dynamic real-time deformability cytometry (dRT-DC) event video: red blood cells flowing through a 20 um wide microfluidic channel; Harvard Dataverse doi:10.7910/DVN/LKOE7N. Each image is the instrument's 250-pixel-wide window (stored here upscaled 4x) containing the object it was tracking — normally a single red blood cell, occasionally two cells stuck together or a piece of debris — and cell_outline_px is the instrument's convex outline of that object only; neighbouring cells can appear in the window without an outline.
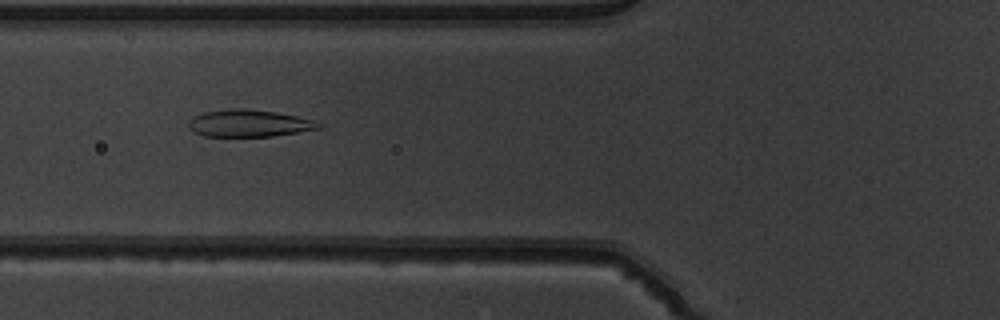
{"species": "common noctule bat (a hibernating species)", "species_latin": "Nyctalus noctula", "temperature_condition": "warm", "stored_images_in_passage": 39, "camera_frame_rate_fps": 3000, "um_per_image_px": 0.085, "animal": {"sex": "male", "body_mass_g": 19.5, "forearm_length_mm": 54.6}, "frame": {"image": 1, "passage_image": 8, "time_ms": 2.333, "image_size_px": [1000, 320], "cell_outline_px": [[320, 128], [272, 136], [204, 136], [192, 132], [188, 128], [188, 120], [192, 116], [204, 112], [232, 108], [244, 108], [276, 112], [316, 120], [320, 124]], "centroid_in_image_um": [21.1, 10.47], "position_along_channel_um": 104.7, "area_um2": 20.58}}
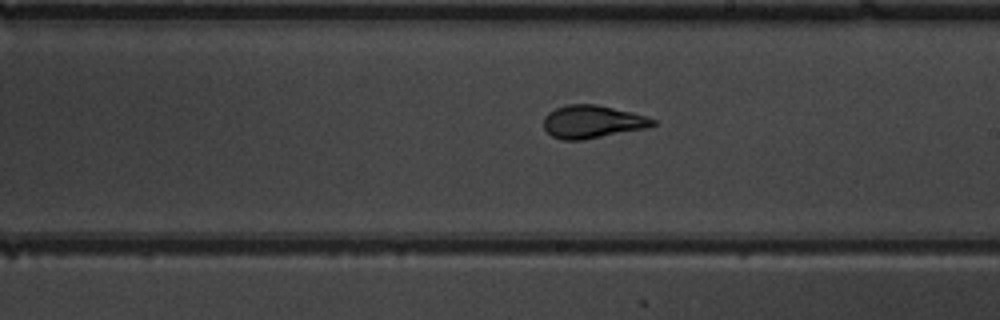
{"frame": {"image": 2, "passage_image": 18, "time_ms": 5.667, "image_size_px": [1000, 320], "cell_outline_px": [[656, 124], [644, 128], [584, 140], [564, 140], [552, 136], [544, 128], [544, 116], [548, 112], [556, 108], [568, 104], [596, 104], [632, 112], [656, 120]], "centroid_in_image_um": [50.31, 10.34], "position_along_channel_um": 238.7, "area_um2": 20.75}}
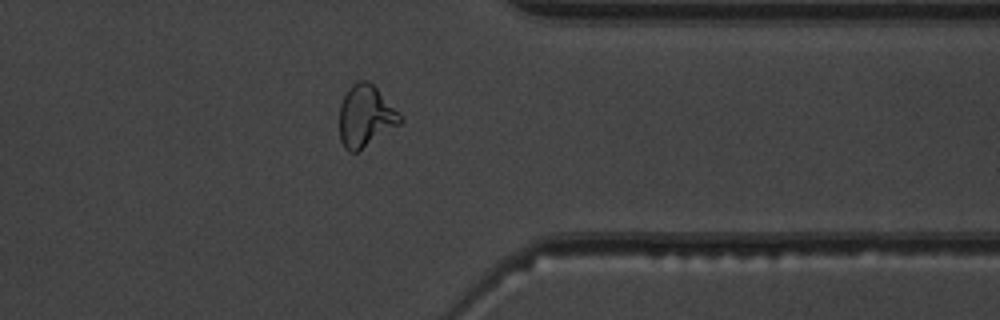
{"frame": {"image": 3, "passage_image": 29, "time_ms": 9.333, "image_size_px": [1000, 320], "cell_outline_px": [[404, 120], [400, 124], [356, 152], [348, 152], [344, 148], [340, 140], [340, 104], [348, 88], [352, 84], [360, 80], [368, 80], [400, 112]], "centroid_in_image_um": [31.07, 9.86], "position_along_channel_um": 380.3, "area_um2": 21.73}, "authors_computed_cell_mechanics": {"area_um2": 20.9814, "velocity_mm_per_s": 4.0264, "shape_relaxation_time_tau1_ms": 3.6125, "shape_relaxation_time_tau2_ms": 0.8611, "deformation_change_tau1": 0.1771, "deformation_change_tau2": 0.0919}}